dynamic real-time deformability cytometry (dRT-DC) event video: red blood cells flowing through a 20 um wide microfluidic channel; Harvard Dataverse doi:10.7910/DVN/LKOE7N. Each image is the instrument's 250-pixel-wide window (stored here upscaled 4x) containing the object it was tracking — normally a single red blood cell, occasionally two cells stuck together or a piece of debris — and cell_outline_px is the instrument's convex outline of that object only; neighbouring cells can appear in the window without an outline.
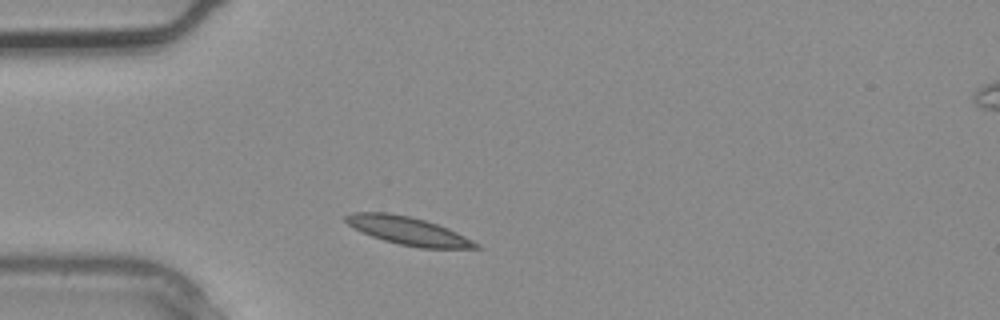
{"species": "common noctule bat (a hibernating species)", "species_latin": "Nyctalus noctula", "temperature_condition": "warm", "stored_images_in_passage": 1, "camera_frame_rate_fps": 3000, "um_per_image_px": 0.085, "animal": {"sex": "male", "body_mass_g": 20.4}, "frame": {"image": 1, "passage_image": 1, "time_ms": 0.0, "image_size_px": [1000, 320], "cell_outline_px": [[484, 248], [420, 248], [400, 244], [384, 240], [372, 236], [348, 224], [344, 220], [344, 216], [352, 212], [388, 212], [408, 216], [424, 220], [448, 228], [480, 244]], "centroid_in_image_um": [34.7, 19.62], "position_along_channel_um": 50.3, "area_um2": 20.98}}